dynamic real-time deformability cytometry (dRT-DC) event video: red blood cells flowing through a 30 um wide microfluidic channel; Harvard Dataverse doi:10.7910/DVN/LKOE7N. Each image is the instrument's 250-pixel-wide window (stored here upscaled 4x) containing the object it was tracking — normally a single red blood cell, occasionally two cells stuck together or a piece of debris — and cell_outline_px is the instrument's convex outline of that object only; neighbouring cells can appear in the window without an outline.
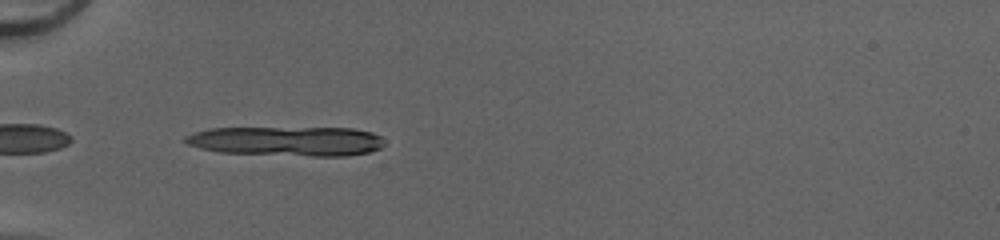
{"species": "common noctule bat (a hibernating species)", "species_latin": "Nyctalus noctula", "temperature_condition": "cold", "stored_images_in_passage": 4, "camera_frame_rate_fps": 3000, "um_per_image_px": 0.085, "animal": {"sex": "female", "body_mass_g": 20.0, "forearm_length_mm": 54.0}, "frame": {"image": 1, "passage_image": 1, "time_ms": 0.0, "image_size_px": [1000, 240], "cell_outline_px": [[384, 144], [380, 148], [368, 152], [348, 156], [312, 156], [220, 152], [200, 148], [184, 144], [184, 136], [208, 128], [352, 128], [372, 132], [380, 136], [384, 140]], "centroid_in_image_um": [24.38, 11.99], "position_along_channel_um": 60.6, "area_um2": 34.39}}